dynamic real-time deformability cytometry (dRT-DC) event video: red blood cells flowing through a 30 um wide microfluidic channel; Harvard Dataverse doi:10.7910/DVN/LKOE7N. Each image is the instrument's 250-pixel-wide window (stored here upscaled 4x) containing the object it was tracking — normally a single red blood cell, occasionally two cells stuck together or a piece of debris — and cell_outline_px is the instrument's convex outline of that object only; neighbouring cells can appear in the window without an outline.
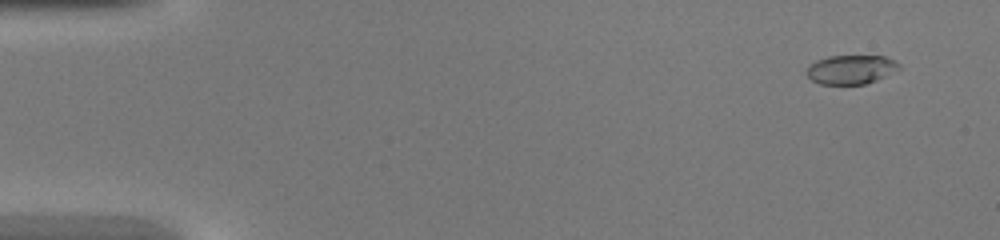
{"species": "common noctule bat (a hibernating species)", "species_latin": "Nyctalus noctula", "temperature_condition": "warm", "stored_images_in_passage": 45, "camera_frame_rate_fps": 3000, "um_per_image_px": 0.085, "animal": {"sex": "female", "body_mass_g": 20.0, "forearm_length_mm": 54.0}, "frame": {"image": 1, "passage_image": 3, "time_ms": 0.667, "image_size_px": [1000, 240], "cell_outline_px": [[900, 68], [876, 80], [864, 84], [820, 84], [812, 80], [804, 72], [808, 64], [816, 60], [828, 56], [884, 56], [896, 60], [900, 64]], "centroid_in_image_um": [72.29, 5.9], "position_along_channel_um": 12.7, "area_um2": 15.72}}
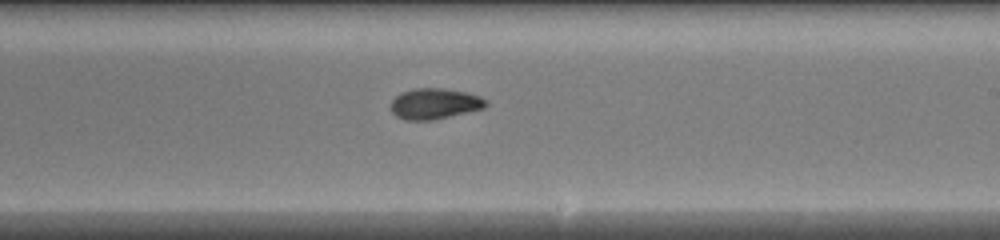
{"frame": {"image": 2, "passage_image": 27, "time_ms": 8.667, "image_size_px": [1000, 240], "cell_outline_px": [[488, 104], [484, 108], [432, 120], [404, 120], [396, 116], [392, 112], [392, 100], [400, 92], [416, 88], [444, 88], [468, 92], [480, 96], [488, 100]], "centroid_in_image_um": [36.96, 8.8], "position_along_channel_um": 252.0, "area_um2": 17.11}}
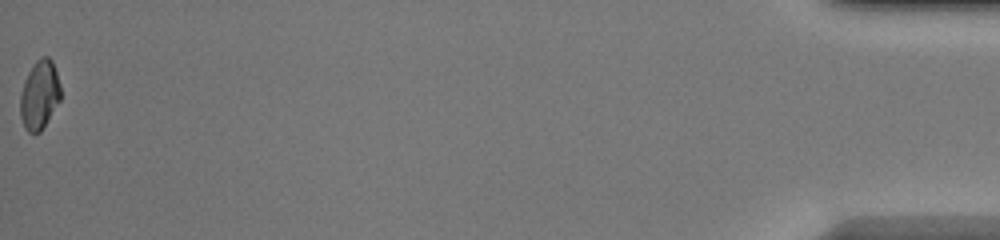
{"frame": {"image": 3, "passage_image": 45, "time_ms": 14.667, "image_size_px": [1000, 240], "cell_outline_px": [[60, 100], [40, 132], [28, 132], [24, 128], [20, 116], [20, 96], [24, 80], [28, 72], [36, 60], [40, 56], [48, 56], [52, 60], [60, 84]], "centroid_in_image_um": [3.34, 8.05], "position_along_channel_um": 431.9, "area_um2": 16.18}}